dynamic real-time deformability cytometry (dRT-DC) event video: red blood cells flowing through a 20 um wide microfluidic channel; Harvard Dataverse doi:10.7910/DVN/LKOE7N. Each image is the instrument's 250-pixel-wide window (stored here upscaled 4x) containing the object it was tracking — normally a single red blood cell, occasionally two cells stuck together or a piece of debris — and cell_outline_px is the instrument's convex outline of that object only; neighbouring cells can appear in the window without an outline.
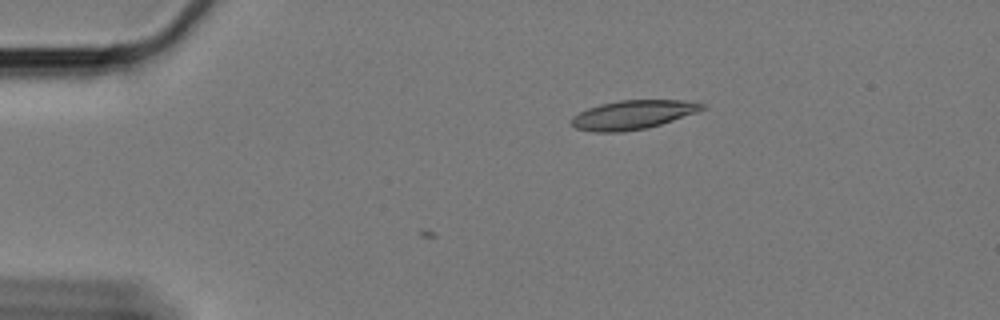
{"species": "Egyptian fruit bat (a non-hibernating species)", "species_latin": "Rousettus aegyptiacus", "temperature_condition": "cold", "stored_images_in_passage": 4, "camera_frame_rate_fps": 3000, "um_per_image_px": 0.085, "animal": {"sex": "female"}, "frame": {"image": 1, "passage_image": 4, "time_ms": 1.0, "image_size_px": [1000, 320], "cell_outline_px": [[704, 108], [696, 112], [648, 128], [620, 132], [596, 132], [576, 128], [572, 124], [572, 116], [588, 108], [600, 104], [620, 100], [680, 100], [704, 104]], "centroid_in_image_um": [53.75, 9.75], "position_along_channel_um": 31.2, "area_um2": 21.68}}